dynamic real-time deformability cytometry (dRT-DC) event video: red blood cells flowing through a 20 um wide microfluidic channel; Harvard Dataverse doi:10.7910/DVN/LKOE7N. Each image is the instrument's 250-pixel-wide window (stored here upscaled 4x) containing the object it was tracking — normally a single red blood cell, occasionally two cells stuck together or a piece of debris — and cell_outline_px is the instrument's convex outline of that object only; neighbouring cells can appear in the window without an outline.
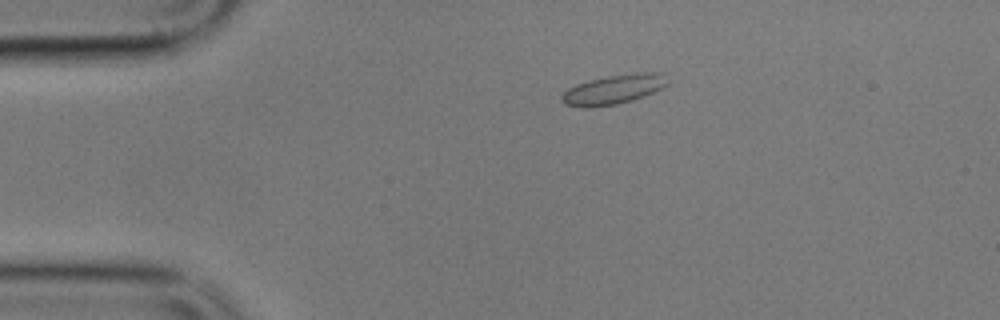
{"species": "common noctule bat (a hibernating species)", "species_latin": "Nyctalus noctula", "temperature_condition": "cold", "stored_images_in_passage": 2, "camera_frame_rate_fps": 3000, "um_per_image_px": 0.085, "animal": {"sex": "male", "body_mass_g": 17.9}, "frame": {"image": 1, "passage_image": 1, "time_ms": 0.0, "image_size_px": [1000, 320], "cell_outline_px": [[668, 84], [644, 96], [632, 100], [616, 104], [592, 108], [580, 108], [564, 104], [560, 100], [560, 96], [568, 88], [576, 84], [608, 76], [636, 72], [668, 72]], "centroid_in_image_um": [52.16, 7.6], "position_along_channel_um": 32.8, "area_um2": 18.44}}